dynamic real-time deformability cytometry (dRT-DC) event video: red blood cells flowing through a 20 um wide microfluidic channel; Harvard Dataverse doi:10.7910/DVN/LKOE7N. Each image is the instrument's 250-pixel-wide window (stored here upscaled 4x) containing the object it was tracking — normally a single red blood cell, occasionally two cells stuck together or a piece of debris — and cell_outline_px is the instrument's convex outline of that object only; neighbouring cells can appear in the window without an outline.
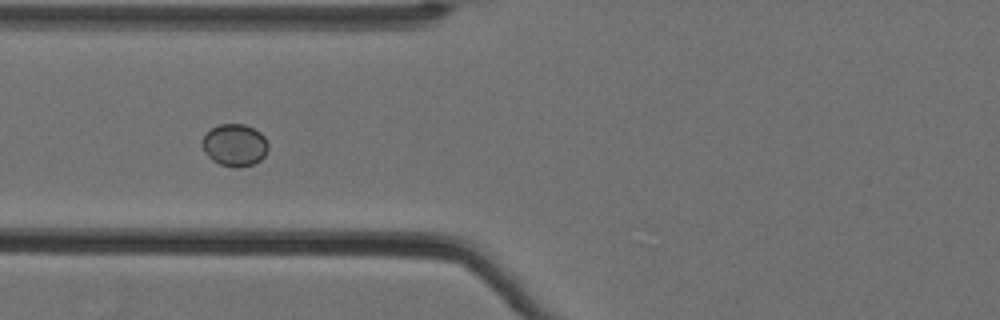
{"species": "Egyptian fruit bat (a non-hibernating species)", "species_latin": "Rousettus aegyptiacus", "temperature_condition": "cold", "stored_images_in_passage": 25, "camera_frame_rate_fps": 3000, "um_per_image_px": 0.085, "animal": {"sex": "female"}, "frame": {"image": 1, "passage_image": 7, "time_ms": 2.0, "image_size_px": [1000, 320], "cell_outline_px": [[268, 148], [264, 156], [260, 160], [252, 164], [236, 168], [220, 164], [212, 160], [208, 156], [200, 144], [204, 136], [212, 128], [220, 124], [244, 124], [260, 132], [264, 136], [268, 144]], "centroid_in_image_um": [19.94, 12.33], "position_along_channel_um": 105.9, "area_um2": 16.13}}
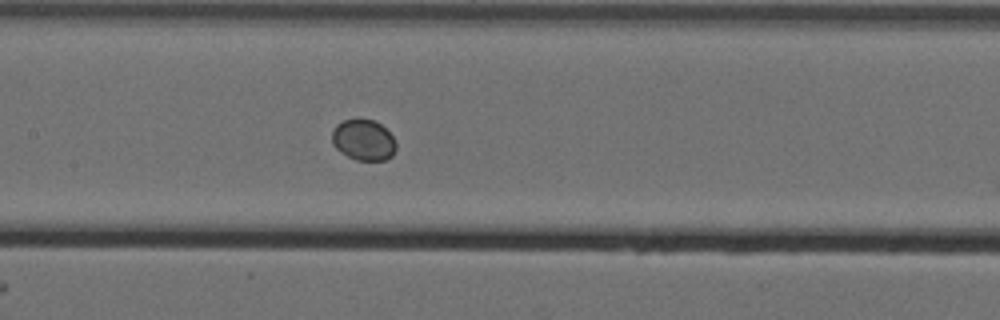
{"frame": {"image": 2, "passage_image": 13, "time_ms": 4.0, "image_size_px": [1000, 320], "cell_outline_px": [[396, 148], [392, 156], [384, 160], [356, 160], [340, 152], [332, 144], [332, 132], [336, 124], [344, 120], [372, 120], [380, 124], [392, 136], [396, 144]], "centroid_in_image_um": [30.88, 11.92], "position_along_channel_um": 176.5, "area_um2": 15.09}}
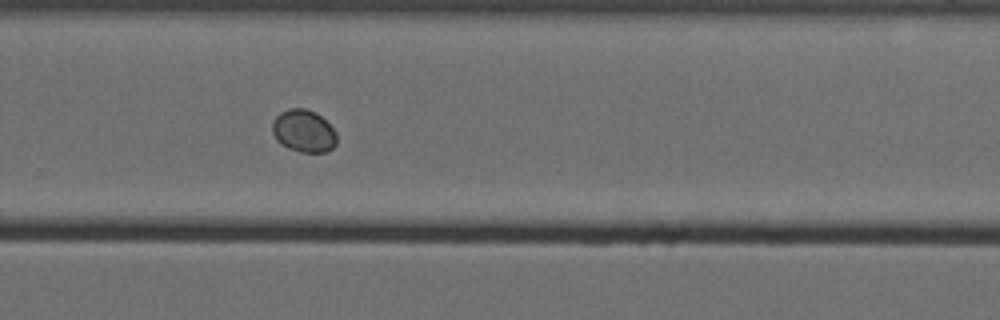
{"frame": {"image": 3, "passage_image": 24, "time_ms": 7.667, "image_size_px": [1000, 320], "cell_outline_px": [[336, 144], [332, 148], [324, 152], [300, 152], [288, 148], [280, 144], [276, 140], [272, 132], [272, 120], [280, 112], [288, 108], [304, 108], [316, 112], [336, 132]], "centroid_in_image_um": [25.77, 11.13], "position_along_channel_um": 304.0, "area_um2": 16.01}}